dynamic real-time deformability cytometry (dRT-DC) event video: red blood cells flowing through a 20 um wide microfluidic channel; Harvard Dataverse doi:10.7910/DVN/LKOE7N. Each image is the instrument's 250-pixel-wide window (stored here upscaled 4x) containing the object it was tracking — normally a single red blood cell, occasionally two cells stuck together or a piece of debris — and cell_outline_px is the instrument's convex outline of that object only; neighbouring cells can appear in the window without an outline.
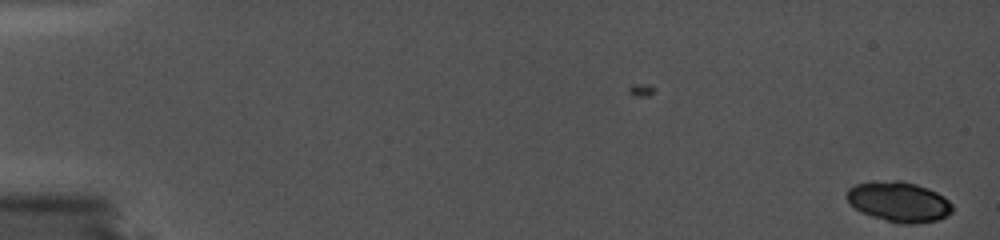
{"species": "common noctule bat (a hibernating species)", "species_latin": "Nyctalus noctula", "temperature_condition": "cold", "stored_images_in_passage": 3, "camera_frame_rate_fps": 5000, "um_per_image_px": 0.085, "animal": {"sex": "female", "body_mass_g": 19.0, "forearm_length_mm": 56.7}, "frame": {"image": 1, "passage_image": 3, "time_ms": 0.4, "image_size_px": [1000, 240], "cell_outline_px": [[952, 208], [944, 216], [936, 220], [916, 224], [896, 224], [872, 216], [856, 208], [848, 200], [848, 192], [856, 184], [872, 180], [904, 180], [928, 188], [936, 192]], "centroid_in_image_um": [76.36, 17.14], "position_along_channel_um": 8.6, "area_um2": 24.22}}